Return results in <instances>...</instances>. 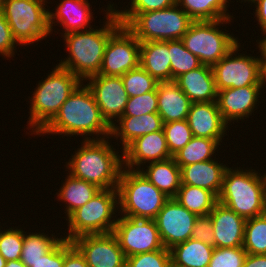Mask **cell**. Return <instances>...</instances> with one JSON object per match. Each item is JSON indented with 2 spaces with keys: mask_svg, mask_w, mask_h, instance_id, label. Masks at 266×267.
I'll use <instances>...</instances> for the list:
<instances>
[{
  "mask_svg": "<svg viewBox=\"0 0 266 267\" xmlns=\"http://www.w3.org/2000/svg\"><path fill=\"white\" fill-rule=\"evenodd\" d=\"M46 134L70 138L79 135L84 136L83 140H102L110 138L111 126L102 117L91 90L82 82L37 135Z\"/></svg>",
  "mask_w": 266,
  "mask_h": 267,
  "instance_id": "cell-1",
  "label": "cell"
},
{
  "mask_svg": "<svg viewBox=\"0 0 266 267\" xmlns=\"http://www.w3.org/2000/svg\"><path fill=\"white\" fill-rule=\"evenodd\" d=\"M103 25L91 29L72 32L61 36L69 53L58 65L68 69L82 82L100 72L106 45L110 36L122 25L113 10V4L108 3ZM99 27V28H97ZM96 28V29H95Z\"/></svg>",
  "mask_w": 266,
  "mask_h": 267,
  "instance_id": "cell-2",
  "label": "cell"
},
{
  "mask_svg": "<svg viewBox=\"0 0 266 267\" xmlns=\"http://www.w3.org/2000/svg\"><path fill=\"white\" fill-rule=\"evenodd\" d=\"M109 139L111 138L82 139L81 147L77 148L65 163V171L100 189L117 188L124 168L123 151L121 150V155L115 151V145L111 144Z\"/></svg>",
  "mask_w": 266,
  "mask_h": 267,
  "instance_id": "cell-3",
  "label": "cell"
},
{
  "mask_svg": "<svg viewBox=\"0 0 266 267\" xmlns=\"http://www.w3.org/2000/svg\"><path fill=\"white\" fill-rule=\"evenodd\" d=\"M247 169L228 167L218 197L219 203L246 220L266 213V173Z\"/></svg>",
  "mask_w": 266,
  "mask_h": 267,
  "instance_id": "cell-4",
  "label": "cell"
},
{
  "mask_svg": "<svg viewBox=\"0 0 266 267\" xmlns=\"http://www.w3.org/2000/svg\"><path fill=\"white\" fill-rule=\"evenodd\" d=\"M47 77L38 81L32 91L27 129L35 136L55 117L67 98L77 89L82 81L68 69L56 66ZM33 132V133H32Z\"/></svg>",
  "mask_w": 266,
  "mask_h": 267,
  "instance_id": "cell-5",
  "label": "cell"
},
{
  "mask_svg": "<svg viewBox=\"0 0 266 267\" xmlns=\"http://www.w3.org/2000/svg\"><path fill=\"white\" fill-rule=\"evenodd\" d=\"M140 42L181 40L193 20L177 4L144 13H116Z\"/></svg>",
  "mask_w": 266,
  "mask_h": 267,
  "instance_id": "cell-6",
  "label": "cell"
},
{
  "mask_svg": "<svg viewBox=\"0 0 266 267\" xmlns=\"http://www.w3.org/2000/svg\"><path fill=\"white\" fill-rule=\"evenodd\" d=\"M117 189L118 213L127 217L155 219L169 199L139 170L123 168Z\"/></svg>",
  "mask_w": 266,
  "mask_h": 267,
  "instance_id": "cell-7",
  "label": "cell"
},
{
  "mask_svg": "<svg viewBox=\"0 0 266 267\" xmlns=\"http://www.w3.org/2000/svg\"><path fill=\"white\" fill-rule=\"evenodd\" d=\"M118 208L117 188L99 190L66 219L68 233L65 232L67 235L62 237L72 241L82 235L113 232L119 215Z\"/></svg>",
  "mask_w": 266,
  "mask_h": 267,
  "instance_id": "cell-8",
  "label": "cell"
},
{
  "mask_svg": "<svg viewBox=\"0 0 266 267\" xmlns=\"http://www.w3.org/2000/svg\"><path fill=\"white\" fill-rule=\"evenodd\" d=\"M48 0H3L2 13L19 46L34 44L51 35ZM45 7H49L48 9Z\"/></svg>",
  "mask_w": 266,
  "mask_h": 267,
  "instance_id": "cell-9",
  "label": "cell"
},
{
  "mask_svg": "<svg viewBox=\"0 0 266 267\" xmlns=\"http://www.w3.org/2000/svg\"><path fill=\"white\" fill-rule=\"evenodd\" d=\"M232 20L193 21L181 41L202 64L213 66L240 42L233 33L220 29L221 25L231 24Z\"/></svg>",
  "mask_w": 266,
  "mask_h": 267,
  "instance_id": "cell-10",
  "label": "cell"
},
{
  "mask_svg": "<svg viewBox=\"0 0 266 267\" xmlns=\"http://www.w3.org/2000/svg\"><path fill=\"white\" fill-rule=\"evenodd\" d=\"M242 43H238L220 61L212 66L217 91L226 88H242L261 85L260 56L240 53Z\"/></svg>",
  "mask_w": 266,
  "mask_h": 267,
  "instance_id": "cell-11",
  "label": "cell"
},
{
  "mask_svg": "<svg viewBox=\"0 0 266 267\" xmlns=\"http://www.w3.org/2000/svg\"><path fill=\"white\" fill-rule=\"evenodd\" d=\"M118 216L113 233L126 257L164 248L155 219Z\"/></svg>",
  "mask_w": 266,
  "mask_h": 267,
  "instance_id": "cell-12",
  "label": "cell"
},
{
  "mask_svg": "<svg viewBox=\"0 0 266 267\" xmlns=\"http://www.w3.org/2000/svg\"><path fill=\"white\" fill-rule=\"evenodd\" d=\"M140 41L121 25L109 38L99 75L122 76L139 66Z\"/></svg>",
  "mask_w": 266,
  "mask_h": 267,
  "instance_id": "cell-13",
  "label": "cell"
},
{
  "mask_svg": "<svg viewBox=\"0 0 266 267\" xmlns=\"http://www.w3.org/2000/svg\"><path fill=\"white\" fill-rule=\"evenodd\" d=\"M197 217L175 198H169L155 218L163 246L170 249L190 239Z\"/></svg>",
  "mask_w": 266,
  "mask_h": 267,
  "instance_id": "cell-14",
  "label": "cell"
},
{
  "mask_svg": "<svg viewBox=\"0 0 266 267\" xmlns=\"http://www.w3.org/2000/svg\"><path fill=\"white\" fill-rule=\"evenodd\" d=\"M89 267H125L126 256L113 232L87 234L72 240Z\"/></svg>",
  "mask_w": 266,
  "mask_h": 267,
  "instance_id": "cell-15",
  "label": "cell"
},
{
  "mask_svg": "<svg viewBox=\"0 0 266 267\" xmlns=\"http://www.w3.org/2000/svg\"><path fill=\"white\" fill-rule=\"evenodd\" d=\"M85 81H88L86 85L91 90L102 117L112 126L123 115L129 99L121 76L97 74Z\"/></svg>",
  "mask_w": 266,
  "mask_h": 267,
  "instance_id": "cell-16",
  "label": "cell"
},
{
  "mask_svg": "<svg viewBox=\"0 0 266 267\" xmlns=\"http://www.w3.org/2000/svg\"><path fill=\"white\" fill-rule=\"evenodd\" d=\"M262 89V86H245L217 91L216 103L224 121L232 125L235 121L239 123L240 120L249 118L252 113L254 115Z\"/></svg>",
  "mask_w": 266,
  "mask_h": 267,
  "instance_id": "cell-17",
  "label": "cell"
},
{
  "mask_svg": "<svg viewBox=\"0 0 266 267\" xmlns=\"http://www.w3.org/2000/svg\"><path fill=\"white\" fill-rule=\"evenodd\" d=\"M172 158L163 129L143 135L133 140L123 150V166L139 170L147 163Z\"/></svg>",
  "mask_w": 266,
  "mask_h": 267,
  "instance_id": "cell-18",
  "label": "cell"
},
{
  "mask_svg": "<svg viewBox=\"0 0 266 267\" xmlns=\"http://www.w3.org/2000/svg\"><path fill=\"white\" fill-rule=\"evenodd\" d=\"M186 120L193 136L215 139L220 146L223 138L228 136L227 129L230 130L216 101L192 103Z\"/></svg>",
  "mask_w": 266,
  "mask_h": 267,
  "instance_id": "cell-19",
  "label": "cell"
},
{
  "mask_svg": "<svg viewBox=\"0 0 266 267\" xmlns=\"http://www.w3.org/2000/svg\"><path fill=\"white\" fill-rule=\"evenodd\" d=\"M89 0H61L56 6L54 12L49 10V28L51 34L55 28L54 25L60 24L64 32H60L61 36L64 34L79 32L92 28L90 25L93 21L92 5ZM91 6V8H90ZM56 20V21H55ZM56 23V24H55ZM54 24V25H53Z\"/></svg>",
  "mask_w": 266,
  "mask_h": 267,
  "instance_id": "cell-20",
  "label": "cell"
},
{
  "mask_svg": "<svg viewBox=\"0 0 266 267\" xmlns=\"http://www.w3.org/2000/svg\"><path fill=\"white\" fill-rule=\"evenodd\" d=\"M215 236V248L243 246L246 219L221 203L209 213Z\"/></svg>",
  "mask_w": 266,
  "mask_h": 267,
  "instance_id": "cell-21",
  "label": "cell"
},
{
  "mask_svg": "<svg viewBox=\"0 0 266 267\" xmlns=\"http://www.w3.org/2000/svg\"><path fill=\"white\" fill-rule=\"evenodd\" d=\"M217 159V160H216ZM218 158L192 163L181 168V184L207 189L219 197L223 177L229 165L218 162Z\"/></svg>",
  "mask_w": 266,
  "mask_h": 267,
  "instance_id": "cell-22",
  "label": "cell"
},
{
  "mask_svg": "<svg viewBox=\"0 0 266 267\" xmlns=\"http://www.w3.org/2000/svg\"><path fill=\"white\" fill-rule=\"evenodd\" d=\"M192 103L211 102L217 99L212 66L200 67L181 74L174 80Z\"/></svg>",
  "mask_w": 266,
  "mask_h": 267,
  "instance_id": "cell-23",
  "label": "cell"
},
{
  "mask_svg": "<svg viewBox=\"0 0 266 267\" xmlns=\"http://www.w3.org/2000/svg\"><path fill=\"white\" fill-rule=\"evenodd\" d=\"M162 129L163 121L158 113H148L140 117L121 116L111 126L110 138L116 139L117 142L120 140L122 144L120 149L123 151L133 140Z\"/></svg>",
  "mask_w": 266,
  "mask_h": 267,
  "instance_id": "cell-24",
  "label": "cell"
},
{
  "mask_svg": "<svg viewBox=\"0 0 266 267\" xmlns=\"http://www.w3.org/2000/svg\"><path fill=\"white\" fill-rule=\"evenodd\" d=\"M158 114L163 123L187 119L192 101L173 81L158 82Z\"/></svg>",
  "mask_w": 266,
  "mask_h": 267,
  "instance_id": "cell-25",
  "label": "cell"
},
{
  "mask_svg": "<svg viewBox=\"0 0 266 267\" xmlns=\"http://www.w3.org/2000/svg\"><path fill=\"white\" fill-rule=\"evenodd\" d=\"M139 65L158 82L171 81L168 41L140 42Z\"/></svg>",
  "mask_w": 266,
  "mask_h": 267,
  "instance_id": "cell-26",
  "label": "cell"
},
{
  "mask_svg": "<svg viewBox=\"0 0 266 267\" xmlns=\"http://www.w3.org/2000/svg\"><path fill=\"white\" fill-rule=\"evenodd\" d=\"M139 171L169 198H174L181 186V168L172 157L164 161L150 162Z\"/></svg>",
  "mask_w": 266,
  "mask_h": 267,
  "instance_id": "cell-27",
  "label": "cell"
},
{
  "mask_svg": "<svg viewBox=\"0 0 266 267\" xmlns=\"http://www.w3.org/2000/svg\"><path fill=\"white\" fill-rule=\"evenodd\" d=\"M64 182L56 193L58 201L65 202V214L68 218L76 209L86 204L99 190L96 185L78 179L67 173Z\"/></svg>",
  "mask_w": 266,
  "mask_h": 267,
  "instance_id": "cell-28",
  "label": "cell"
},
{
  "mask_svg": "<svg viewBox=\"0 0 266 267\" xmlns=\"http://www.w3.org/2000/svg\"><path fill=\"white\" fill-rule=\"evenodd\" d=\"M214 248L190 238L170 248L171 264L176 267H208Z\"/></svg>",
  "mask_w": 266,
  "mask_h": 267,
  "instance_id": "cell-29",
  "label": "cell"
},
{
  "mask_svg": "<svg viewBox=\"0 0 266 267\" xmlns=\"http://www.w3.org/2000/svg\"><path fill=\"white\" fill-rule=\"evenodd\" d=\"M229 1L231 2V0H177V5L193 21H213L235 18L228 12Z\"/></svg>",
  "mask_w": 266,
  "mask_h": 267,
  "instance_id": "cell-30",
  "label": "cell"
},
{
  "mask_svg": "<svg viewBox=\"0 0 266 267\" xmlns=\"http://www.w3.org/2000/svg\"><path fill=\"white\" fill-rule=\"evenodd\" d=\"M174 198L198 216L208 215L218 203V197L213 192L186 184H181Z\"/></svg>",
  "mask_w": 266,
  "mask_h": 267,
  "instance_id": "cell-31",
  "label": "cell"
},
{
  "mask_svg": "<svg viewBox=\"0 0 266 267\" xmlns=\"http://www.w3.org/2000/svg\"><path fill=\"white\" fill-rule=\"evenodd\" d=\"M219 145L215 139L193 136L189 143L176 153L173 158L180 168L192 163L212 160L219 153L217 150Z\"/></svg>",
  "mask_w": 266,
  "mask_h": 267,
  "instance_id": "cell-32",
  "label": "cell"
},
{
  "mask_svg": "<svg viewBox=\"0 0 266 267\" xmlns=\"http://www.w3.org/2000/svg\"><path fill=\"white\" fill-rule=\"evenodd\" d=\"M57 235L54 236L53 231L52 235L49 236L45 233V231L43 233H29L24 230V241L20 260L27 267H30V263L41 259L42 256L47 254L62 239V235H60V233ZM59 235L60 238H58Z\"/></svg>",
  "mask_w": 266,
  "mask_h": 267,
  "instance_id": "cell-33",
  "label": "cell"
},
{
  "mask_svg": "<svg viewBox=\"0 0 266 267\" xmlns=\"http://www.w3.org/2000/svg\"><path fill=\"white\" fill-rule=\"evenodd\" d=\"M171 60V81L181 74L196 69L202 65L199 58L188 51L181 40L168 41Z\"/></svg>",
  "mask_w": 266,
  "mask_h": 267,
  "instance_id": "cell-34",
  "label": "cell"
},
{
  "mask_svg": "<svg viewBox=\"0 0 266 267\" xmlns=\"http://www.w3.org/2000/svg\"><path fill=\"white\" fill-rule=\"evenodd\" d=\"M243 248L247 254H266V213L246 220Z\"/></svg>",
  "mask_w": 266,
  "mask_h": 267,
  "instance_id": "cell-35",
  "label": "cell"
},
{
  "mask_svg": "<svg viewBox=\"0 0 266 267\" xmlns=\"http://www.w3.org/2000/svg\"><path fill=\"white\" fill-rule=\"evenodd\" d=\"M129 97L140 96L157 90L158 81L149 75L140 65L121 76Z\"/></svg>",
  "mask_w": 266,
  "mask_h": 267,
  "instance_id": "cell-36",
  "label": "cell"
},
{
  "mask_svg": "<svg viewBox=\"0 0 266 267\" xmlns=\"http://www.w3.org/2000/svg\"><path fill=\"white\" fill-rule=\"evenodd\" d=\"M163 131L172 157L185 147L193 137L187 120L163 123Z\"/></svg>",
  "mask_w": 266,
  "mask_h": 267,
  "instance_id": "cell-37",
  "label": "cell"
},
{
  "mask_svg": "<svg viewBox=\"0 0 266 267\" xmlns=\"http://www.w3.org/2000/svg\"><path fill=\"white\" fill-rule=\"evenodd\" d=\"M18 228L19 226L0 229V254L6 261L18 260L21 257L24 230Z\"/></svg>",
  "mask_w": 266,
  "mask_h": 267,
  "instance_id": "cell-38",
  "label": "cell"
},
{
  "mask_svg": "<svg viewBox=\"0 0 266 267\" xmlns=\"http://www.w3.org/2000/svg\"><path fill=\"white\" fill-rule=\"evenodd\" d=\"M148 113H158L157 90L129 97L122 116L140 117Z\"/></svg>",
  "mask_w": 266,
  "mask_h": 267,
  "instance_id": "cell-39",
  "label": "cell"
},
{
  "mask_svg": "<svg viewBox=\"0 0 266 267\" xmlns=\"http://www.w3.org/2000/svg\"><path fill=\"white\" fill-rule=\"evenodd\" d=\"M246 255L243 246L214 248L208 267H243Z\"/></svg>",
  "mask_w": 266,
  "mask_h": 267,
  "instance_id": "cell-40",
  "label": "cell"
},
{
  "mask_svg": "<svg viewBox=\"0 0 266 267\" xmlns=\"http://www.w3.org/2000/svg\"><path fill=\"white\" fill-rule=\"evenodd\" d=\"M171 264L170 249L136 254L126 258L125 267H169Z\"/></svg>",
  "mask_w": 266,
  "mask_h": 267,
  "instance_id": "cell-41",
  "label": "cell"
},
{
  "mask_svg": "<svg viewBox=\"0 0 266 267\" xmlns=\"http://www.w3.org/2000/svg\"><path fill=\"white\" fill-rule=\"evenodd\" d=\"M131 3L130 8L128 5V9L126 7H123L124 9L120 10L117 8L115 9L114 3H113V10L115 13H144L149 11H156V10H162L168 7H171L175 4H177V0H130ZM126 8V9H125Z\"/></svg>",
  "mask_w": 266,
  "mask_h": 267,
  "instance_id": "cell-42",
  "label": "cell"
},
{
  "mask_svg": "<svg viewBox=\"0 0 266 267\" xmlns=\"http://www.w3.org/2000/svg\"><path fill=\"white\" fill-rule=\"evenodd\" d=\"M19 44L13 38L11 28L0 10V55L7 58L15 56L16 47Z\"/></svg>",
  "mask_w": 266,
  "mask_h": 267,
  "instance_id": "cell-43",
  "label": "cell"
},
{
  "mask_svg": "<svg viewBox=\"0 0 266 267\" xmlns=\"http://www.w3.org/2000/svg\"><path fill=\"white\" fill-rule=\"evenodd\" d=\"M191 238L215 247L214 229L209 214L197 217Z\"/></svg>",
  "mask_w": 266,
  "mask_h": 267,
  "instance_id": "cell-44",
  "label": "cell"
},
{
  "mask_svg": "<svg viewBox=\"0 0 266 267\" xmlns=\"http://www.w3.org/2000/svg\"><path fill=\"white\" fill-rule=\"evenodd\" d=\"M64 265V238H62L47 254L30 267H63Z\"/></svg>",
  "mask_w": 266,
  "mask_h": 267,
  "instance_id": "cell-45",
  "label": "cell"
},
{
  "mask_svg": "<svg viewBox=\"0 0 266 267\" xmlns=\"http://www.w3.org/2000/svg\"><path fill=\"white\" fill-rule=\"evenodd\" d=\"M63 267H89L85 257L73 245L72 241L64 238V265Z\"/></svg>",
  "mask_w": 266,
  "mask_h": 267,
  "instance_id": "cell-46",
  "label": "cell"
},
{
  "mask_svg": "<svg viewBox=\"0 0 266 267\" xmlns=\"http://www.w3.org/2000/svg\"><path fill=\"white\" fill-rule=\"evenodd\" d=\"M251 7L254 5L255 12V18L257 20V24L259 27H261L262 31L261 33L266 32V0H254L251 4H249ZM256 8V9H255Z\"/></svg>",
  "mask_w": 266,
  "mask_h": 267,
  "instance_id": "cell-47",
  "label": "cell"
},
{
  "mask_svg": "<svg viewBox=\"0 0 266 267\" xmlns=\"http://www.w3.org/2000/svg\"><path fill=\"white\" fill-rule=\"evenodd\" d=\"M243 267H266V254H247Z\"/></svg>",
  "mask_w": 266,
  "mask_h": 267,
  "instance_id": "cell-48",
  "label": "cell"
},
{
  "mask_svg": "<svg viewBox=\"0 0 266 267\" xmlns=\"http://www.w3.org/2000/svg\"><path fill=\"white\" fill-rule=\"evenodd\" d=\"M263 35L261 36H264L262 37V39H257L256 40V44H257V48H259V52L257 53H260V59H266V32L264 33H261Z\"/></svg>",
  "mask_w": 266,
  "mask_h": 267,
  "instance_id": "cell-49",
  "label": "cell"
},
{
  "mask_svg": "<svg viewBox=\"0 0 266 267\" xmlns=\"http://www.w3.org/2000/svg\"><path fill=\"white\" fill-rule=\"evenodd\" d=\"M261 60V85L264 88H266V59H260Z\"/></svg>",
  "mask_w": 266,
  "mask_h": 267,
  "instance_id": "cell-50",
  "label": "cell"
},
{
  "mask_svg": "<svg viewBox=\"0 0 266 267\" xmlns=\"http://www.w3.org/2000/svg\"><path fill=\"white\" fill-rule=\"evenodd\" d=\"M5 267H27L20 259L7 261Z\"/></svg>",
  "mask_w": 266,
  "mask_h": 267,
  "instance_id": "cell-51",
  "label": "cell"
},
{
  "mask_svg": "<svg viewBox=\"0 0 266 267\" xmlns=\"http://www.w3.org/2000/svg\"><path fill=\"white\" fill-rule=\"evenodd\" d=\"M6 260L4 259V257L0 254V267H5L6 265Z\"/></svg>",
  "mask_w": 266,
  "mask_h": 267,
  "instance_id": "cell-52",
  "label": "cell"
},
{
  "mask_svg": "<svg viewBox=\"0 0 266 267\" xmlns=\"http://www.w3.org/2000/svg\"><path fill=\"white\" fill-rule=\"evenodd\" d=\"M239 1H240V0H239ZM253 1H254V0H241V3H243V2H244V3H246V2L249 3V2H250L249 4H251Z\"/></svg>",
  "mask_w": 266,
  "mask_h": 267,
  "instance_id": "cell-53",
  "label": "cell"
},
{
  "mask_svg": "<svg viewBox=\"0 0 266 267\" xmlns=\"http://www.w3.org/2000/svg\"><path fill=\"white\" fill-rule=\"evenodd\" d=\"M3 0H0V10L2 9Z\"/></svg>",
  "mask_w": 266,
  "mask_h": 267,
  "instance_id": "cell-54",
  "label": "cell"
}]
</instances>
